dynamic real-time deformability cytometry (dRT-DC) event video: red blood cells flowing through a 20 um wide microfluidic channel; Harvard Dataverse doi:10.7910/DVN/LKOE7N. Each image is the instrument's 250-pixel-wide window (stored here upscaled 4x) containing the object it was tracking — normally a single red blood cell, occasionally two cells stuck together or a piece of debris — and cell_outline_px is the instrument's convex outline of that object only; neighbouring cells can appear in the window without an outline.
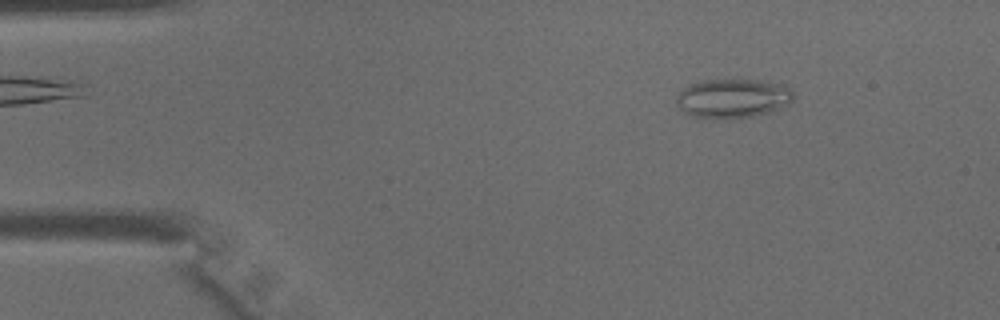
{"species": "common noctule bat (a hibernating species)", "species_latin": "Nyctalus noctula", "temperature_condition": "warm", "stored_images_in_passage": 43, "camera_frame_rate_fps": 3000, "um_per_image_px": 0.085, "animal": {"sex": "male", "body_mass_g": 15.6}, "frame": {"image": 1, "passage_image": 5, "time_ms": 1.333, "image_size_px": [1000, 320], "cell_outline_px": [[792, 100], [788, 104], [780, 108], [768, 112], [752, 116], [728, 120], [696, 120], [684, 112], [676, 104], [676, 96], [684, 88], [692, 84], [704, 80], [760, 80], [784, 84], [792, 92]], "centroid_in_image_um": [62.23, 8.4], "position_along_channel_um": 22.8, "area_um2": 27.22}}
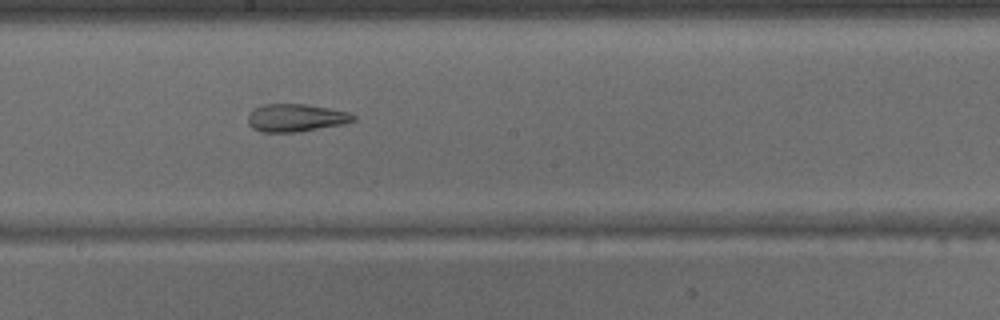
{"frame": {"image": 2, "passage_image": 23, "time_ms": 7.333, "image_size_px": [1000, 320], "cell_outline_px": [[356, 120], [344, 124], [300, 132], [260, 132], [252, 128], [248, 124], [248, 112], [264, 104], [304, 104], [328, 108], [348, 112], [356, 116]], "centroid_in_image_um": [25.14, 10.02], "position_along_channel_um": 223.1, "area_um2": 17.17}}
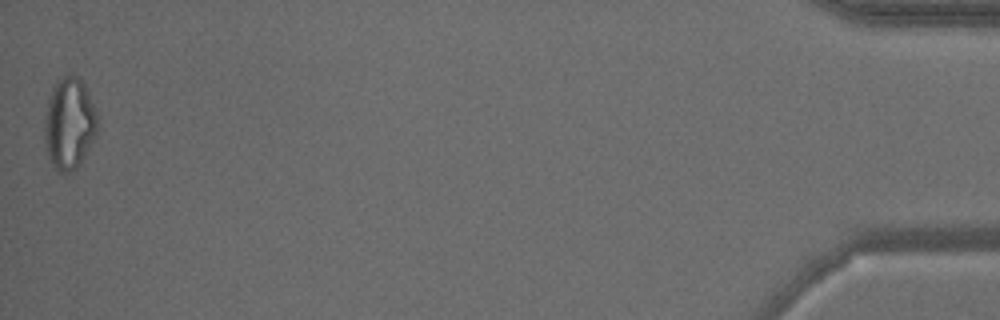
{"frame": {"image": 3, "passage_image": 43, "time_ms": 14.0, "image_size_px": [1000, 320], "cell_outline_px": [[96, 136], [80, 160], [68, 172], [56, 172], [48, 156], [44, 140], [44, 128], [48, 100], [52, 88], [56, 80], [72, 72], [84, 84], [96, 112]], "centroid_in_image_um": [5.85, 10.45], "position_along_channel_um": 429.3, "area_um2": 27.69}}